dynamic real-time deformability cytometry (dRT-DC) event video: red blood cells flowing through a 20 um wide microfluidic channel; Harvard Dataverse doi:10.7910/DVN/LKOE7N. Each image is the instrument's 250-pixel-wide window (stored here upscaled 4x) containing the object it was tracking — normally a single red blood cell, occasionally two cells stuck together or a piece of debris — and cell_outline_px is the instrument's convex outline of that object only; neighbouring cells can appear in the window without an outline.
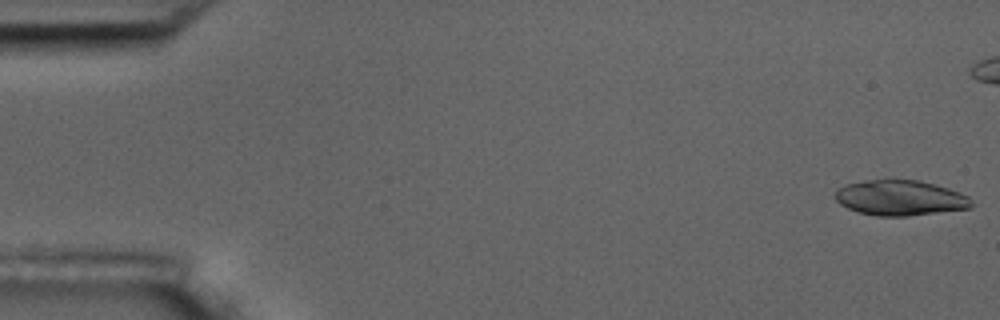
{"species": "common noctule bat (a hibernating species)", "species_latin": "Nyctalus noctula", "temperature_condition": "room temperature", "stored_images_in_passage": 11, "camera_frame_rate_fps": 3000, "um_per_image_px": 0.085, "animal": {"sex": "male", "body_mass_g": 17.5, "forearm_length_mm": 52.3}, "frame": {"image": 1, "passage_image": 1, "time_ms": 0.0, "image_size_px": [1000, 320], "cell_outline_px": [[976, 204], [972, 208], [908, 216], [876, 216], [856, 212], [840, 204], [836, 200], [836, 188], [844, 184], [864, 180], [920, 180], [936, 184], [960, 192], [968, 196]], "centroid_in_image_um": [76.54, 16.82], "position_along_channel_um": 8.5, "area_um2": 28.44}}
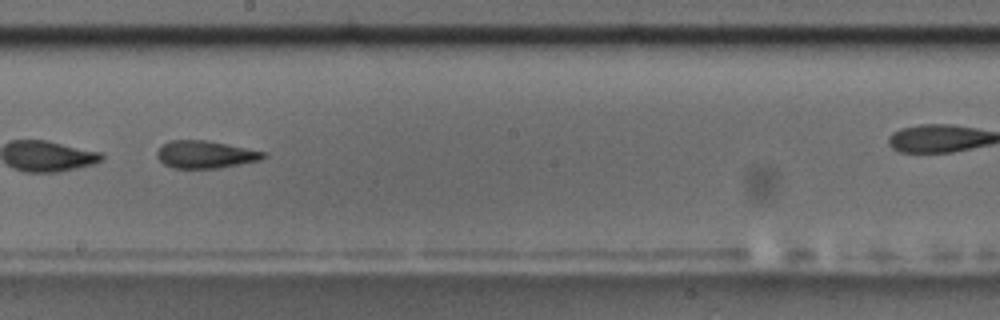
{"frame": {"image": 2, "passage_image": 10, "time_ms": 10.333, "image_size_px": [1000, 320], "cell_outline_px": [[268, 156], [260, 160], [216, 168], [172, 168], [164, 164], [156, 156], [156, 152], [160, 144], [168, 140], [204, 140], [264, 152]], "centroid_in_image_um": [17.37, 13.13], "position_along_channel_um": 230.8, "area_um2": 16.88}}